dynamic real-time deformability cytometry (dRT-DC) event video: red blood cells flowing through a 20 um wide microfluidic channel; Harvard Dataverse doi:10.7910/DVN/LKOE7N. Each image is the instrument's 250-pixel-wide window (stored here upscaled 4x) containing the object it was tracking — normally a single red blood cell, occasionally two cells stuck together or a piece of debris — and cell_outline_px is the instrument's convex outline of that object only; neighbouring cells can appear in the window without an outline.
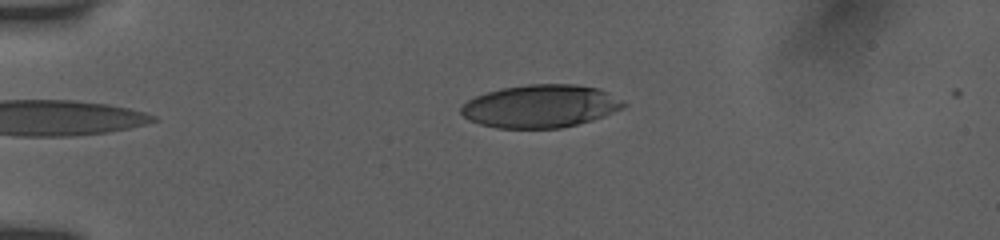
{"species": "human", "species_latin": "Homo sapiens", "temperature_condition": "room temperature", "stored_images_in_passage": 41, "camera_frame_rate_fps": 3000, "um_per_image_px": 0.085, "donor": {"sex": "female"}, "frame": {"image": 1, "passage_image": 1, "time_ms": 0.0, "image_size_px": [1000, 240], "cell_outline_px": [[628, 104], [620, 108], [600, 116], [576, 124], [560, 128], [496, 128], [480, 124], [464, 116], [460, 112], [460, 108], [468, 100], [476, 96], [488, 92], [504, 88], [528, 84], [576, 84], [596, 88]], "centroid_in_image_um": [45.87, 9.02], "position_along_channel_um": 39.1, "area_um2": 39.71}}
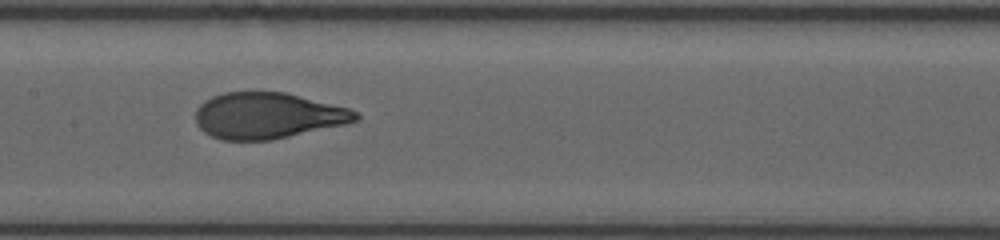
{"frame": {"image": 2, "passage_image": 16, "time_ms": 5.0, "image_size_px": [1000, 240], "cell_outline_px": [[360, 116], [356, 120], [344, 124], [288, 136], [268, 140], [220, 140], [204, 132], [196, 124], [196, 108], [204, 100], [212, 96], [224, 92], [288, 92], [348, 108], [356, 112]], "centroid_in_image_um": [22.7, 9.81], "position_along_channel_um": 184.7, "area_um2": 42.83}}
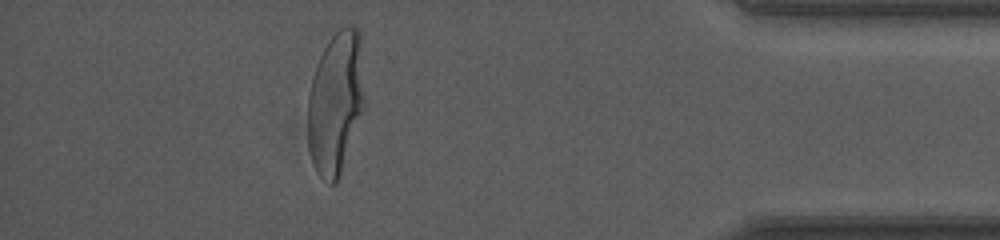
{"frame": {"image": 3, "passage_image": 36, "time_ms": 11.667, "image_size_px": [1000, 240], "cell_outline_px": [[364, 108], [336, 184], [328, 184], [316, 172], [308, 148], [308, 96], [312, 76], [316, 64], [324, 48], [332, 36], [340, 28], [356, 28], [360, 32], [364, 100]], "centroid_in_image_um": [28.51, 8.75], "position_along_channel_um": 406.7, "area_um2": 46.82}, "authors_computed_cell_mechanics": {"area_um2": 43.7546, "velocity_mm_per_s": 3.8993, "shape_relaxation_time_tau1_ms": 4.1817, "shape_relaxation_time_tau2_ms": null, "deformation_change_tau1": 0.2373, "deformation_change_tau2": null}}